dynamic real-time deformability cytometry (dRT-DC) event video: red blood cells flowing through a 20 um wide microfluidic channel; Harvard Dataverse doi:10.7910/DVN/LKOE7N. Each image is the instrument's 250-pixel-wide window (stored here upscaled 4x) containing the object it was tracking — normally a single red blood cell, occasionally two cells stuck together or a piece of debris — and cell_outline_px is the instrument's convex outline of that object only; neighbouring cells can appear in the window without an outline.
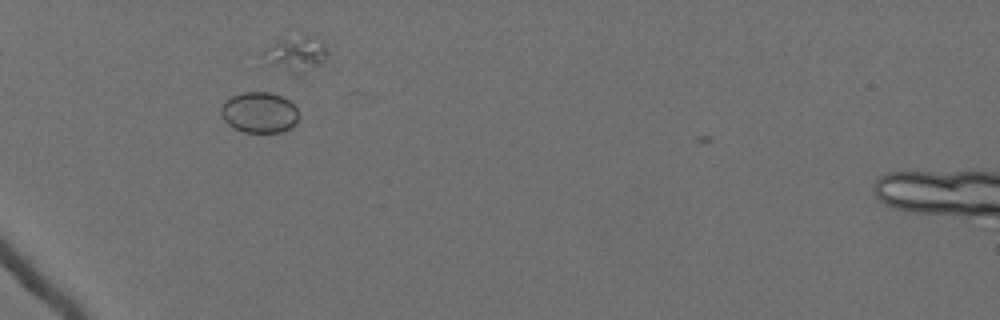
{"species": "Egyptian fruit bat (a non-hibernating species)", "species_latin": "Rousettus aegyptiacus", "temperature_condition": "cold", "stored_images_in_passage": 7, "camera_frame_rate_fps": 3000, "um_per_image_px": 0.085, "animal": {"sex": "female"}, "frame": {"image": 1, "passage_image": 2, "time_ms": 0.333, "image_size_px": [1000, 320], "cell_outline_px": [[300, 116], [296, 124], [280, 132], [244, 132], [232, 128], [220, 116], [220, 108], [224, 100], [232, 96], [244, 92], [272, 92], [288, 100], [300, 112]], "centroid_in_image_um": [22.02, 9.56], "position_along_channel_um": 63.0, "area_um2": 18.73}}